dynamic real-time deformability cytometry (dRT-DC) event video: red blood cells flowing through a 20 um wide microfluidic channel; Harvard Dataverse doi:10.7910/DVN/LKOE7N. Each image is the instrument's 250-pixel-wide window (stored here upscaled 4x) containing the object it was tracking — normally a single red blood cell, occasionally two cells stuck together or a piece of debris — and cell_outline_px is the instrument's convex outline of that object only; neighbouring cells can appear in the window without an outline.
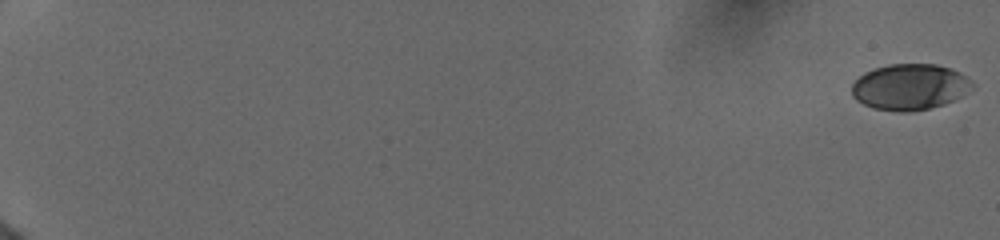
{"species": "human", "species_latin": "Homo sapiens", "temperature_condition": "cold", "stored_images_in_passage": 44, "camera_frame_rate_fps": 3000, "um_per_image_px": 0.085, "donor": {"sex": "female"}, "frame": {"image": 1, "passage_image": 1, "time_ms": 0.0, "image_size_px": [1000, 240], "cell_outline_px": [[972, 84], [960, 96], [944, 104], [928, 108], [908, 112], [900, 112], [872, 108], [856, 100], [852, 96], [852, 84], [864, 72], [872, 68], [888, 64], [936, 64], [960, 72]], "centroid_in_image_um": [77.24, 7.38], "position_along_channel_um": 7.8, "area_um2": 31.91}}
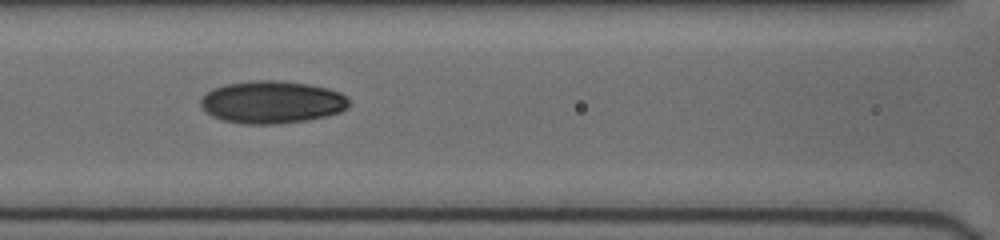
{"frame": {"image": 2, "passage_image": 29, "time_ms": 9.333, "image_size_px": [1000, 240], "cell_outline_px": [[348, 108], [340, 112], [324, 116], [304, 120], [272, 124], [240, 124], [224, 120], [212, 116], [200, 104], [200, 100], [208, 92], [224, 84], [256, 80], [276, 80], [308, 84], [328, 88], [340, 92], [348, 100]], "centroid_in_image_um": [23.11, 8.68], "position_along_channel_um": 143.5, "area_um2": 36.36}}
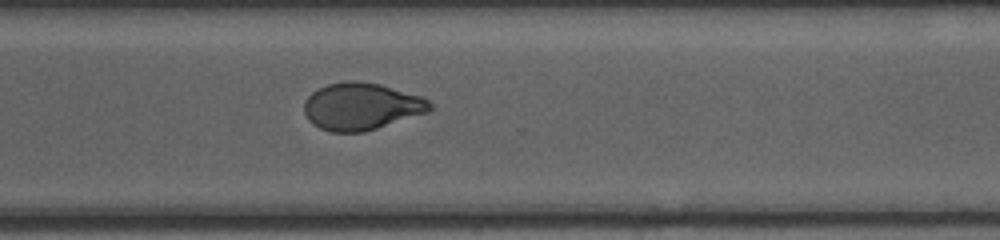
{"frame": {"image": 3, "passage_image": 44, "time_ms": 14.333, "image_size_px": [1000, 240], "cell_outline_px": [[432, 108], [428, 112], [364, 132], [332, 132], [320, 128], [312, 124], [308, 120], [304, 112], [304, 100], [312, 92], [328, 84], [348, 80], [356, 80], [380, 84], [420, 96], [428, 100], [432, 104]], "centroid_in_image_um": [30.69, 9.04], "position_along_channel_um": 339.9, "area_um2": 34.51}}